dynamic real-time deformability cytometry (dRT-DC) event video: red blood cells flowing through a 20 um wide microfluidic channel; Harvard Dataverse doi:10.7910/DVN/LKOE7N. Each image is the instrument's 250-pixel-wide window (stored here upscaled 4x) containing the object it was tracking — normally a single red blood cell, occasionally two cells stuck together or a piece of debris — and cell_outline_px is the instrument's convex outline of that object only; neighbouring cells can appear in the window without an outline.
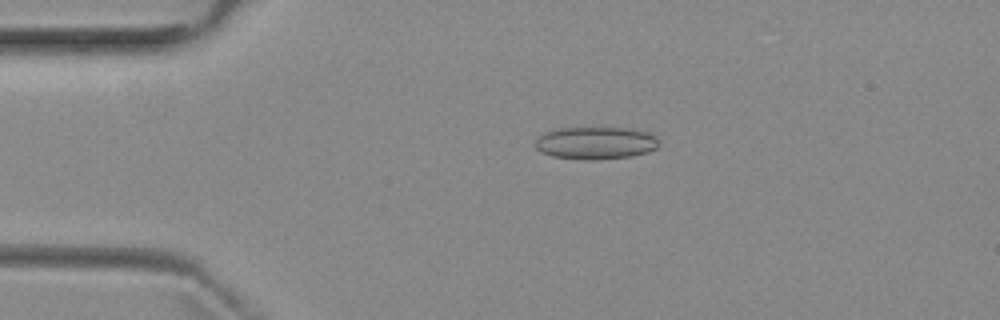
{"species": "common noctule bat (a hibernating species)", "species_latin": "Nyctalus noctula", "temperature_condition": "room temperature", "stored_images_in_passage": 2, "camera_frame_rate_fps": 3000, "um_per_image_px": 0.085, "animal": {"sex": "female", "body_mass_g": 29.2, "forearm_length_mm": 56.3}, "frame": {"image": 1, "passage_image": 1, "time_ms": 0.0, "image_size_px": [1000, 320], "cell_outline_px": [[660, 144], [656, 148], [648, 152], [632, 156], [588, 160], [584, 160], [552, 156], [540, 152], [536, 148], [536, 140], [544, 132], [560, 128], [632, 128], [648, 132], [656, 136]], "centroid_in_image_um": [50.65, 12.15], "position_along_channel_um": 34.3, "area_um2": 23.47}}